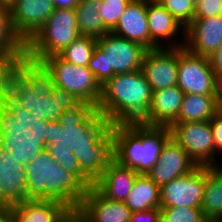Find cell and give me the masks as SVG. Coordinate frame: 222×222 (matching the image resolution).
I'll return each instance as SVG.
<instances>
[{
  "label": "cell",
  "mask_w": 222,
  "mask_h": 222,
  "mask_svg": "<svg viewBox=\"0 0 222 222\" xmlns=\"http://www.w3.org/2000/svg\"><path fill=\"white\" fill-rule=\"evenodd\" d=\"M201 210L206 219L222 220V166H205Z\"/></svg>",
  "instance_id": "cell-24"
},
{
  "label": "cell",
  "mask_w": 222,
  "mask_h": 222,
  "mask_svg": "<svg viewBox=\"0 0 222 222\" xmlns=\"http://www.w3.org/2000/svg\"><path fill=\"white\" fill-rule=\"evenodd\" d=\"M216 96L220 105L222 103V74L216 75Z\"/></svg>",
  "instance_id": "cell-39"
},
{
  "label": "cell",
  "mask_w": 222,
  "mask_h": 222,
  "mask_svg": "<svg viewBox=\"0 0 222 222\" xmlns=\"http://www.w3.org/2000/svg\"><path fill=\"white\" fill-rule=\"evenodd\" d=\"M161 222H205L201 209L190 207H160Z\"/></svg>",
  "instance_id": "cell-30"
},
{
  "label": "cell",
  "mask_w": 222,
  "mask_h": 222,
  "mask_svg": "<svg viewBox=\"0 0 222 222\" xmlns=\"http://www.w3.org/2000/svg\"><path fill=\"white\" fill-rule=\"evenodd\" d=\"M20 222H67L72 210L57 200L25 199L12 209Z\"/></svg>",
  "instance_id": "cell-22"
},
{
  "label": "cell",
  "mask_w": 222,
  "mask_h": 222,
  "mask_svg": "<svg viewBox=\"0 0 222 222\" xmlns=\"http://www.w3.org/2000/svg\"><path fill=\"white\" fill-rule=\"evenodd\" d=\"M196 167L197 164L189 157L188 153L171 137L163 147L158 162L146 175L161 187L175 178L190 173Z\"/></svg>",
  "instance_id": "cell-14"
},
{
  "label": "cell",
  "mask_w": 222,
  "mask_h": 222,
  "mask_svg": "<svg viewBox=\"0 0 222 222\" xmlns=\"http://www.w3.org/2000/svg\"><path fill=\"white\" fill-rule=\"evenodd\" d=\"M218 111L216 95L184 94L174 123L209 121Z\"/></svg>",
  "instance_id": "cell-23"
},
{
  "label": "cell",
  "mask_w": 222,
  "mask_h": 222,
  "mask_svg": "<svg viewBox=\"0 0 222 222\" xmlns=\"http://www.w3.org/2000/svg\"><path fill=\"white\" fill-rule=\"evenodd\" d=\"M28 138L44 148L69 146L81 171L93 183L115 159L112 124L87 102L65 110L59 121L41 123Z\"/></svg>",
  "instance_id": "cell-2"
},
{
  "label": "cell",
  "mask_w": 222,
  "mask_h": 222,
  "mask_svg": "<svg viewBox=\"0 0 222 222\" xmlns=\"http://www.w3.org/2000/svg\"><path fill=\"white\" fill-rule=\"evenodd\" d=\"M222 45V15L194 18L185 28L184 47L193 54L209 56Z\"/></svg>",
  "instance_id": "cell-16"
},
{
  "label": "cell",
  "mask_w": 222,
  "mask_h": 222,
  "mask_svg": "<svg viewBox=\"0 0 222 222\" xmlns=\"http://www.w3.org/2000/svg\"><path fill=\"white\" fill-rule=\"evenodd\" d=\"M184 28L193 20L195 7L189 0H161L159 2Z\"/></svg>",
  "instance_id": "cell-32"
},
{
  "label": "cell",
  "mask_w": 222,
  "mask_h": 222,
  "mask_svg": "<svg viewBox=\"0 0 222 222\" xmlns=\"http://www.w3.org/2000/svg\"><path fill=\"white\" fill-rule=\"evenodd\" d=\"M219 111H220L221 114H222V103L219 105Z\"/></svg>",
  "instance_id": "cell-47"
},
{
  "label": "cell",
  "mask_w": 222,
  "mask_h": 222,
  "mask_svg": "<svg viewBox=\"0 0 222 222\" xmlns=\"http://www.w3.org/2000/svg\"><path fill=\"white\" fill-rule=\"evenodd\" d=\"M205 186V166L175 178L160 187V207L201 209Z\"/></svg>",
  "instance_id": "cell-12"
},
{
  "label": "cell",
  "mask_w": 222,
  "mask_h": 222,
  "mask_svg": "<svg viewBox=\"0 0 222 222\" xmlns=\"http://www.w3.org/2000/svg\"><path fill=\"white\" fill-rule=\"evenodd\" d=\"M146 51L142 45L108 32L97 38L88 69L103 86L116 74L140 70Z\"/></svg>",
  "instance_id": "cell-6"
},
{
  "label": "cell",
  "mask_w": 222,
  "mask_h": 222,
  "mask_svg": "<svg viewBox=\"0 0 222 222\" xmlns=\"http://www.w3.org/2000/svg\"><path fill=\"white\" fill-rule=\"evenodd\" d=\"M115 159L139 174H147L158 162L166 142L172 137L169 127L142 123L112 124Z\"/></svg>",
  "instance_id": "cell-5"
},
{
  "label": "cell",
  "mask_w": 222,
  "mask_h": 222,
  "mask_svg": "<svg viewBox=\"0 0 222 222\" xmlns=\"http://www.w3.org/2000/svg\"><path fill=\"white\" fill-rule=\"evenodd\" d=\"M211 124V129L213 132V139L215 145V153L216 155L222 154V114L218 111L211 120H209Z\"/></svg>",
  "instance_id": "cell-35"
},
{
  "label": "cell",
  "mask_w": 222,
  "mask_h": 222,
  "mask_svg": "<svg viewBox=\"0 0 222 222\" xmlns=\"http://www.w3.org/2000/svg\"><path fill=\"white\" fill-rule=\"evenodd\" d=\"M76 211L87 222H130L132 213L124 202L106 198L94 187L87 190Z\"/></svg>",
  "instance_id": "cell-17"
},
{
  "label": "cell",
  "mask_w": 222,
  "mask_h": 222,
  "mask_svg": "<svg viewBox=\"0 0 222 222\" xmlns=\"http://www.w3.org/2000/svg\"><path fill=\"white\" fill-rule=\"evenodd\" d=\"M67 222H87L77 211H72Z\"/></svg>",
  "instance_id": "cell-40"
},
{
  "label": "cell",
  "mask_w": 222,
  "mask_h": 222,
  "mask_svg": "<svg viewBox=\"0 0 222 222\" xmlns=\"http://www.w3.org/2000/svg\"><path fill=\"white\" fill-rule=\"evenodd\" d=\"M17 0H0V7L11 10Z\"/></svg>",
  "instance_id": "cell-41"
},
{
  "label": "cell",
  "mask_w": 222,
  "mask_h": 222,
  "mask_svg": "<svg viewBox=\"0 0 222 222\" xmlns=\"http://www.w3.org/2000/svg\"><path fill=\"white\" fill-rule=\"evenodd\" d=\"M50 156L68 173L75 175L88 189L94 183L81 171L73 151L67 147H45Z\"/></svg>",
  "instance_id": "cell-29"
},
{
  "label": "cell",
  "mask_w": 222,
  "mask_h": 222,
  "mask_svg": "<svg viewBox=\"0 0 222 222\" xmlns=\"http://www.w3.org/2000/svg\"><path fill=\"white\" fill-rule=\"evenodd\" d=\"M207 59L215 76L222 74V45L215 52L207 56Z\"/></svg>",
  "instance_id": "cell-37"
},
{
  "label": "cell",
  "mask_w": 222,
  "mask_h": 222,
  "mask_svg": "<svg viewBox=\"0 0 222 222\" xmlns=\"http://www.w3.org/2000/svg\"><path fill=\"white\" fill-rule=\"evenodd\" d=\"M177 86L184 94L216 95V76L207 57L178 47Z\"/></svg>",
  "instance_id": "cell-11"
},
{
  "label": "cell",
  "mask_w": 222,
  "mask_h": 222,
  "mask_svg": "<svg viewBox=\"0 0 222 222\" xmlns=\"http://www.w3.org/2000/svg\"><path fill=\"white\" fill-rule=\"evenodd\" d=\"M124 203L132 212L160 208V187L146 174H139Z\"/></svg>",
  "instance_id": "cell-25"
},
{
  "label": "cell",
  "mask_w": 222,
  "mask_h": 222,
  "mask_svg": "<svg viewBox=\"0 0 222 222\" xmlns=\"http://www.w3.org/2000/svg\"><path fill=\"white\" fill-rule=\"evenodd\" d=\"M191 3H192V5L196 8L197 7V5L199 4V2L201 1V0H189Z\"/></svg>",
  "instance_id": "cell-44"
},
{
  "label": "cell",
  "mask_w": 222,
  "mask_h": 222,
  "mask_svg": "<svg viewBox=\"0 0 222 222\" xmlns=\"http://www.w3.org/2000/svg\"><path fill=\"white\" fill-rule=\"evenodd\" d=\"M130 222H161L160 208L132 212Z\"/></svg>",
  "instance_id": "cell-36"
},
{
  "label": "cell",
  "mask_w": 222,
  "mask_h": 222,
  "mask_svg": "<svg viewBox=\"0 0 222 222\" xmlns=\"http://www.w3.org/2000/svg\"><path fill=\"white\" fill-rule=\"evenodd\" d=\"M81 36L75 8H55L43 27L26 44V57L35 62L61 53Z\"/></svg>",
  "instance_id": "cell-8"
},
{
  "label": "cell",
  "mask_w": 222,
  "mask_h": 222,
  "mask_svg": "<svg viewBox=\"0 0 222 222\" xmlns=\"http://www.w3.org/2000/svg\"><path fill=\"white\" fill-rule=\"evenodd\" d=\"M222 15V0H201L195 8L194 18Z\"/></svg>",
  "instance_id": "cell-34"
},
{
  "label": "cell",
  "mask_w": 222,
  "mask_h": 222,
  "mask_svg": "<svg viewBox=\"0 0 222 222\" xmlns=\"http://www.w3.org/2000/svg\"><path fill=\"white\" fill-rule=\"evenodd\" d=\"M81 101L56 87L52 74L27 57L17 61L5 97L0 101V126L28 136L43 122H56Z\"/></svg>",
  "instance_id": "cell-1"
},
{
  "label": "cell",
  "mask_w": 222,
  "mask_h": 222,
  "mask_svg": "<svg viewBox=\"0 0 222 222\" xmlns=\"http://www.w3.org/2000/svg\"><path fill=\"white\" fill-rule=\"evenodd\" d=\"M41 63L52 74L56 87L70 92L81 102H87L97 107L101 98L102 86L88 67L73 65L59 55L49 56Z\"/></svg>",
  "instance_id": "cell-9"
},
{
  "label": "cell",
  "mask_w": 222,
  "mask_h": 222,
  "mask_svg": "<svg viewBox=\"0 0 222 222\" xmlns=\"http://www.w3.org/2000/svg\"><path fill=\"white\" fill-rule=\"evenodd\" d=\"M26 199L57 200L76 211L88 188L64 170L44 147L24 136Z\"/></svg>",
  "instance_id": "cell-3"
},
{
  "label": "cell",
  "mask_w": 222,
  "mask_h": 222,
  "mask_svg": "<svg viewBox=\"0 0 222 222\" xmlns=\"http://www.w3.org/2000/svg\"><path fill=\"white\" fill-rule=\"evenodd\" d=\"M139 173L114 159L104 170L93 187L104 197L124 202Z\"/></svg>",
  "instance_id": "cell-21"
},
{
  "label": "cell",
  "mask_w": 222,
  "mask_h": 222,
  "mask_svg": "<svg viewBox=\"0 0 222 222\" xmlns=\"http://www.w3.org/2000/svg\"><path fill=\"white\" fill-rule=\"evenodd\" d=\"M131 0H102L99 14L104 20V34L111 32Z\"/></svg>",
  "instance_id": "cell-31"
},
{
  "label": "cell",
  "mask_w": 222,
  "mask_h": 222,
  "mask_svg": "<svg viewBox=\"0 0 222 222\" xmlns=\"http://www.w3.org/2000/svg\"><path fill=\"white\" fill-rule=\"evenodd\" d=\"M55 8H75L81 0H48Z\"/></svg>",
  "instance_id": "cell-38"
},
{
  "label": "cell",
  "mask_w": 222,
  "mask_h": 222,
  "mask_svg": "<svg viewBox=\"0 0 222 222\" xmlns=\"http://www.w3.org/2000/svg\"><path fill=\"white\" fill-rule=\"evenodd\" d=\"M141 70L152 91L177 85L178 48H157L147 50Z\"/></svg>",
  "instance_id": "cell-13"
},
{
  "label": "cell",
  "mask_w": 222,
  "mask_h": 222,
  "mask_svg": "<svg viewBox=\"0 0 222 222\" xmlns=\"http://www.w3.org/2000/svg\"><path fill=\"white\" fill-rule=\"evenodd\" d=\"M0 53L26 54V43L17 34L10 10L0 7Z\"/></svg>",
  "instance_id": "cell-27"
},
{
  "label": "cell",
  "mask_w": 222,
  "mask_h": 222,
  "mask_svg": "<svg viewBox=\"0 0 222 222\" xmlns=\"http://www.w3.org/2000/svg\"><path fill=\"white\" fill-rule=\"evenodd\" d=\"M147 21L150 33V50L184 46L185 28L159 2H147ZM180 31L184 35V40L182 42L178 41L179 43L177 41L174 42L173 40L175 39L173 37L176 38L177 34L181 33ZM166 39L168 40L167 43L171 39L170 45L163 44L164 40L166 42Z\"/></svg>",
  "instance_id": "cell-18"
},
{
  "label": "cell",
  "mask_w": 222,
  "mask_h": 222,
  "mask_svg": "<svg viewBox=\"0 0 222 222\" xmlns=\"http://www.w3.org/2000/svg\"><path fill=\"white\" fill-rule=\"evenodd\" d=\"M169 128L172 138L197 166H221L215 161V145L209 121L173 123Z\"/></svg>",
  "instance_id": "cell-10"
},
{
  "label": "cell",
  "mask_w": 222,
  "mask_h": 222,
  "mask_svg": "<svg viewBox=\"0 0 222 222\" xmlns=\"http://www.w3.org/2000/svg\"><path fill=\"white\" fill-rule=\"evenodd\" d=\"M102 0H81L75 7L81 35L99 38L104 35V20L99 14Z\"/></svg>",
  "instance_id": "cell-26"
},
{
  "label": "cell",
  "mask_w": 222,
  "mask_h": 222,
  "mask_svg": "<svg viewBox=\"0 0 222 222\" xmlns=\"http://www.w3.org/2000/svg\"><path fill=\"white\" fill-rule=\"evenodd\" d=\"M111 32L150 50L147 2L131 0L121 15L118 24Z\"/></svg>",
  "instance_id": "cell-19"
},
{
  "label": "cell",
  "mask_w": 222,
  "mask_h": 222,
  "mask_svg": "<svg viewBox=\"0 0 222 222\" xmlns=\"http://www.w3.org/2000/svg\"><path fill=\"white\" fill-rule=\"evenodd\" d=\"M152 95L141 69L116 74L102 86L96 109L110 124L140 123L150 109Z\"/></svg>",
  "instance_id": "cell-4"
},
{
  "label": "cell",
  "mask_w": 222,
  "mask_h": 222,
  "mask_svg": "<svg viewBox=\"0 0 222 222\" xmlns=\"http://www.w3.org/2000/svg\"><path fill=\"white\" fill-rule=\"evenodd\" d=\"M205 222H222V220L206 219Z\"/></svg>",
  "instance_id": "cell-45"
},
{
  "label": "cell",
  "mask_w": 222,
  "mask_h": 222,
  "mask_svg": "<svg viewBox=\"0 0 222 222\" xmlns=\"http://www.w3.org/2000/svg\"><path fill=\"white\" fill-rule=\"evenodd\" d=\"M55 6L48 0H17L11 8L12 23L27 44L43 27Z\"/></svg>",
  "instance_id": "cell-15"
},
{
  "label": "cell",
  "mask_w": 222,
  "mask_h": 222,
  "mask_svg": "<svg viewBox=\"0 0 222 222\" xmlns=\"http://www.w3.org/2000/svg\"><path fill=\"white\" fill-rule=\"evenodd\" d=\"M0 222H9V209L0 208Z\"/></svg>",
  "instance_id": "cell-42"
},
{
  "label": "cell",
  "mask_w": 222,
  "mask_h": 222,
  "mask_svg": "<svg viewBox=\"0 0 222 222\" xmlns=\"http://www.w3.org/2000/svg\"><path fill=\"white\" fill-rule=\"evenodd\" d=\"M97 45V38L81 35L72 41L58 55L65 61L76 66L88 67L94 48Z\"/></svg>",
  "instance_id": "cell-28"
},
{
  "label": "cell",
  "mask_w": 222,
  "mask_h": 222,
  "mask_svg": "<svg viewBox=\"0 0 222 222\" xmlns=\"http://www.w3.org/2000/svg\"><path fill=\"white\" fill-rule=\"evenodd\" d=\"M146 2H160L161 0H144Z\"/></svg>",
  "instance_id": "cell-46"
},
{
  "label": "cell",
  "mask_w": 222,
  "mask_h": 222,
  "mask_svg": "<svg viewBox=\"0 0 222 222\" xmlns=\"http://www.w3.org/2000/svg\"><path fill=\"white\" fill-rule=\"evenodd\" d=\"M24 57H26V54L0 53V101L7 93L10 79L16 71L17 61Z\"/></svg>",
  "instance_id": "cell-33"
},
{
  "label": "cell",
  "mask_w": 222,
  "mask_h": 222,
  "mask_svg": "<svg viewBox=\"0 0 222 222\" xmlns=\"http://www.w3.org/2000/svg\"><path fill=\"white\" fill-rule=\"evenodd\" d=\"M183 97L184 92L177 85L153 91L150 109L140 123L170 127L178 118Z\"/></svg>",
  "instance_id": "cell-20"
},
{
  "label": "cell",
  "mask_w": 222,
  "mask_h": 222,
  "mask_svg": "<svg viewBox=\"0 0 222 222\" xmlns=\"http://www.w3.org/2000/svg\"><path fill=\"white\" fill-rule=\"evenodd\" d=\"M24 136L0 126V208L13 209L26 199Z\"/></svg>",
  "instance_id": "cell-7"
},
{
  "label": "cell",
  "mask_w": 222,
  "mask_h": 222,
  "mask_svg": "<svg viewBox=\"0 0 222 222\" xmlns=\"http://www.w3.org/2000/svg\"><path fill=\"white\" fill-rule=\"evenodd\" d=\"M9 222H20L19 219L13 214L12 209H9Z\"/></svg>",
  "instance_id": "cell-43"
}]
</instances>
